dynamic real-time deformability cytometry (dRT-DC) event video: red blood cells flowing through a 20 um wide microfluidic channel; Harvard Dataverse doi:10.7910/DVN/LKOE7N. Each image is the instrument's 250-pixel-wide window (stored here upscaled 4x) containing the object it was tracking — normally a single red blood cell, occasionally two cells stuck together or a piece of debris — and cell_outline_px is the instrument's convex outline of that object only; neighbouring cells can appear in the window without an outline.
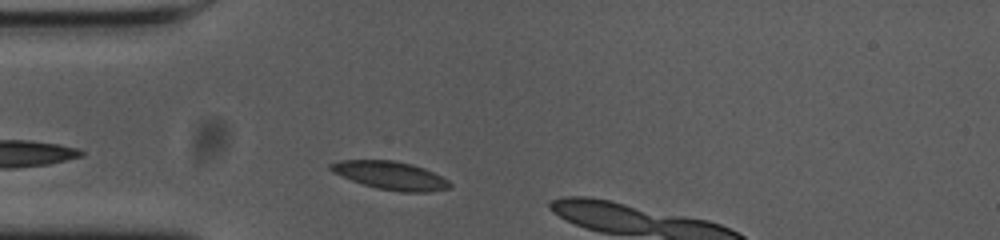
{"species": "common noctule bat (a hibernating species)", "species_latin": "Nyctalus noctula", "temperature_condition": "cold", "stored_images_in_passage": 8, "camera_frame_rate_fps": 3000, "um_per_image_px": 0.085, "animal": {"sex": "female", "body_mass_g": 23.0, "forearm_length_mm": 53.4}, "frame": {"image": 1, "passage_image": 4, "time_ms": 1.0, "image_size_px": [1000, 240], "cell_outline_px": [[452, 188], [428, 192], [400, 192], [376, 188], [352, 180], [332, 172], [328, 168], [328, 164], [340, 160], [392, 160], [412, 164], [424, 168], [448, 180], [452, 184]], "centroid_in_image_um": [33.19, 14.92], "position_along_channel_um": 51.8, "area_um2": 19.59}}